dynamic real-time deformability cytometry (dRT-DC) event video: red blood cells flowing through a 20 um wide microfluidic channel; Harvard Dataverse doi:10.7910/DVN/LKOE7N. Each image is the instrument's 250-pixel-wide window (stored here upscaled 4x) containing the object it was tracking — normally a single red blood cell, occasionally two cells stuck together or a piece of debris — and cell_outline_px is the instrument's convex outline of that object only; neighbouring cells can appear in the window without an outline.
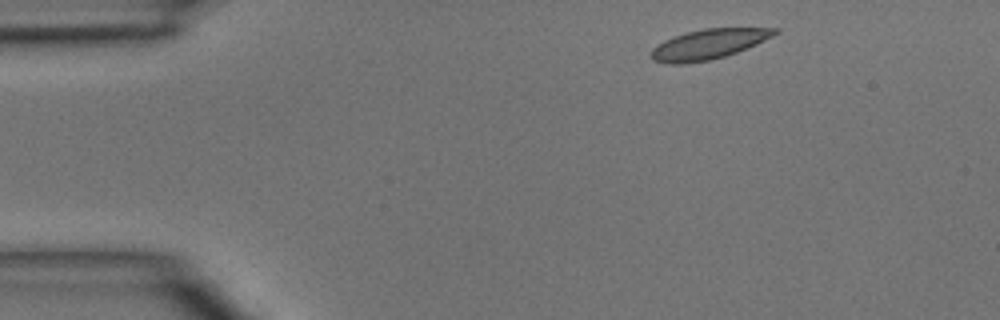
{"species": "common noctule bat (a hibernating species)", "species_latin": "Nyctalus noctula", "temperature_condition": "room temperature", "stored_images_in_passage": 3, "camera_frame_rate_fps": 3000, "um_per_image_px": 0.085, "animal": {"sex": "male", "body_mass_g": 15.6}, "frame": {"image": 1, "passage_image": 1, "time_ms": 0.0, "image_size_px": [1000, 320], "cell_outline_px": [[780, 32], [748, 48], [724, 56], [708, 60], [680, 64], [668, 64], [652, 60], [648, 56], [652, 48], [664, 40], [688, 32], [704, 28], [780, 28]], "centroid_in_image_um": [60.2, 3.76], "position_along_channel_um": 24.8, "area_um2": 21.5}}
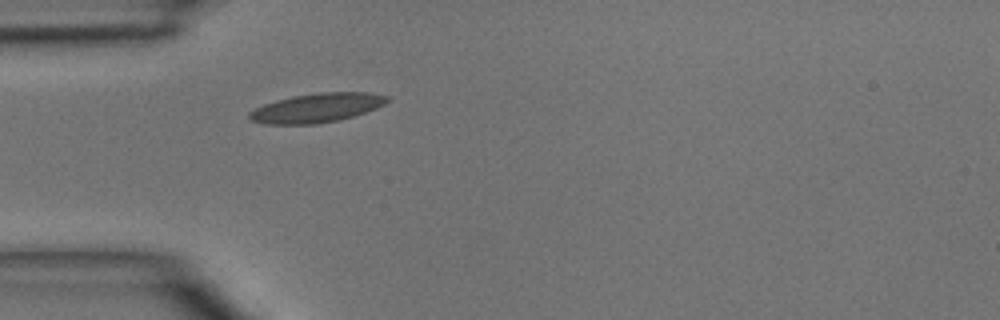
{"frame": {"image": 2, "passage_image": 3, "time_ms": 2.333, "image_size_px": [1000, 320], "cell_outline_px": [[388, 100], [384, 104], [376, 108], [352, 116], [336, 120], [316, 124], [264, 124], [252, 120], [248, 116], [248, 112], [264, 104], [276, 100], [292, 96], [320, 92], [368, 92], [388, 96]], "centroid_in_image_um": [26.9, 9.16], "position_along_channel_um": 58.1, "area_um2": 23.18}}